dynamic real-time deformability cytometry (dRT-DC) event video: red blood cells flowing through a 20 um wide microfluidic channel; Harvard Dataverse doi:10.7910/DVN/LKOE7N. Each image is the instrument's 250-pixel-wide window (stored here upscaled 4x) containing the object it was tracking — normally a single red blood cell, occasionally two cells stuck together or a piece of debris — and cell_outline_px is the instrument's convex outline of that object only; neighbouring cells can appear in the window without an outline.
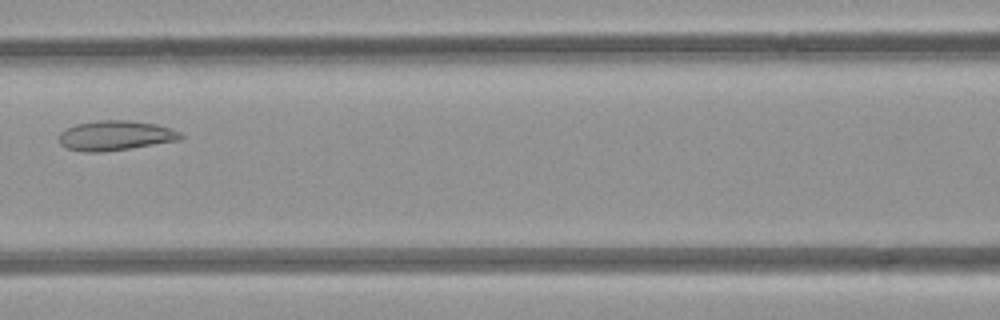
{"species": "common noctule bat (a hibernating species)", "species_latin": "Nyctalus noctula", "temperature_condition": "room temperature", "stored_images_in_passage": 4, "camera_frame_rate_fps": 3000, "um_per_image_px": 0.085, "animal": {"sex": "female", "body_mass_g": 21.9}, "frame": {"image": 1, "passage_image": 4, "time_ms": 3.333, "image_size_px": [1000, 320], "cell_outline_px": [[184, 136], [180, 140], [128, 148], [100, 152], [84, 152], [68, 148], [60, 144], [60, 132], [76, 124], [100, 120], [128, 120], [156, 124], [180, 132]], "centroid_in_image_um": [9.81, 11.52], "position_along_channel_um": 156.8, "area_um2": 20.81}}